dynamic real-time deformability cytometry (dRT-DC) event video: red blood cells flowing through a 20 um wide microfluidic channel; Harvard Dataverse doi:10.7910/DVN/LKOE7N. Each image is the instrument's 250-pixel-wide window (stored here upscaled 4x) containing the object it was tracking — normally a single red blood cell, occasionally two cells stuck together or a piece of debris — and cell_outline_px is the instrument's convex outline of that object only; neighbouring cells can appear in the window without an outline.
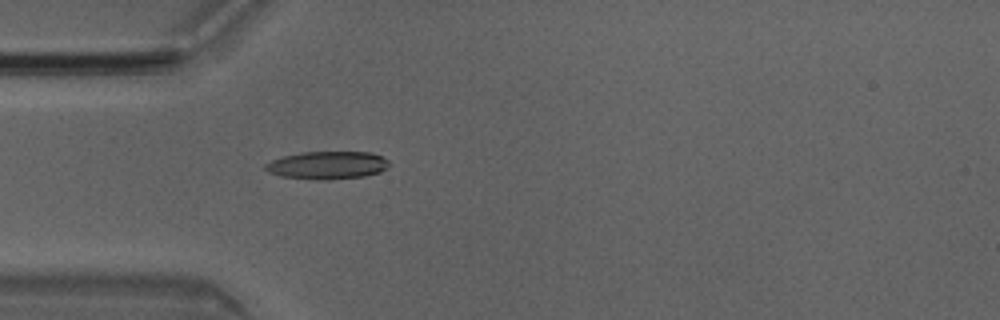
{"species": "Egyptian fruit bat (a non-hibernating species)", "species_latin": "Rousettus aegyptiacus", "temperature_condition": "room temperature", "stored_images_in_passage": 4, "camera_frame_rate_fps": 3000, "um_per_image_px": 0.085, "animal": {"sex": "male"}, "frame": {"image": 1, "passage_image": 4, "time_ms": 1.0, "image_size_px": [1000, 320], "cell_outline_px": [[392, 164], [380, 172], [364, 176], [320, 180], [316, 180], [280, 176], [268, 172], [264, 168], [264, 164], [272, 160], [284, 156], [304, 152], [372, 152], [388, 160]], "centroid_in_image_um": [27.83, 14.04], "position_along_channel_um": 57.2, "area_um2": 20.06}}